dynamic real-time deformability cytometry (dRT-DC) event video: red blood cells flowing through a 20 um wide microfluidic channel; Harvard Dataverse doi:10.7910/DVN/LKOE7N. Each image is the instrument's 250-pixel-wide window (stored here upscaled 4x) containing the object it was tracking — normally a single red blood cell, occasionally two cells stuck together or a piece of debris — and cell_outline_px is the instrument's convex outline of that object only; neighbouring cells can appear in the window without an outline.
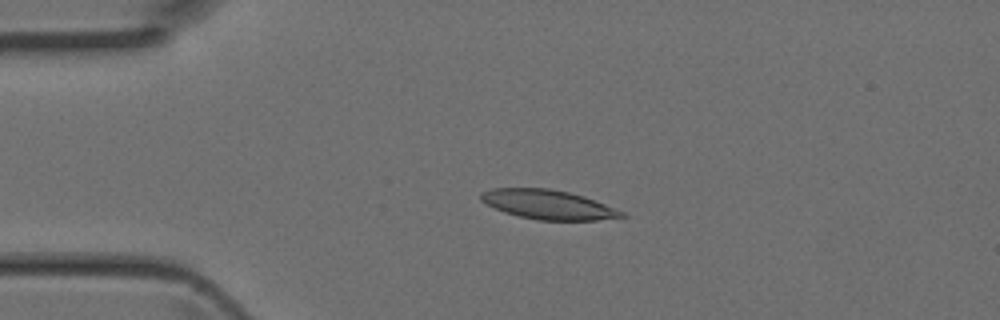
{"species": "Egyptian fruit bat (a non-hibernating species)", "species_latin": "Rousettus aegyptiacus", "temperature_condition": "room temperature", "stored_images_in_passage": 2, "camera_frame_rate_fps": 3000, "um_per_image_px": 0.085, "animal": {"sex": "female"}, "frame": {"image": 1, "passage_image": 1, "time_ms": 0.0, "image_size_px": [1000, 320], "cell_outline_px": [[628, 216], [596, 220], [536, 220], [504, 212], [480, 200], [480, 192], [492, 188], [548, 188], [568, 192], [584, 196], [624, 212]], "centroid_in_image_um": [46.57, 17.38], "position_along_channel_um": 38.4, "area_um2": 23.87}}